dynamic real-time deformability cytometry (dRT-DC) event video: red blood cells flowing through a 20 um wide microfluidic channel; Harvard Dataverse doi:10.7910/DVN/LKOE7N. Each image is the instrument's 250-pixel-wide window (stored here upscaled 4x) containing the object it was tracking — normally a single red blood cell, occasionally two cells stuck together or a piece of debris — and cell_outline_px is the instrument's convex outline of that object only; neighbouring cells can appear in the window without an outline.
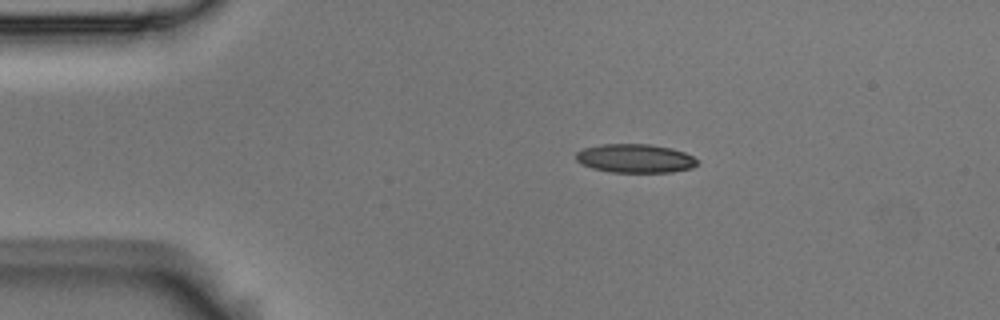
{"species": "Egyptian fruit bat (a non-hibernating species)", "species_latin": "Rousettus aegyptiacus", "temperature_condition": "room temperature", "stored_images_in_passage": 45, "camera_frame_rate_fps": 3000, "um_per_image_px": 0.085, "animal": {"sex": "male"}, "frame": {"image": 1, "passage_image": 1, "time_ms": 0.0, "image_size_px": [1000, 320], "cell_outline_px": [[700, 160], [692, 168], [672, 172], [612, 172], [592, 168], [580, 164], [576, 160], [576, 152], [584, 148], [600, 144], [652, 144], [672, 148], [684, 152]], "centroid_in_image_um": [53.99, 13.46], "position_along_channel_um": 31.0, "area_um2": 20.46}}
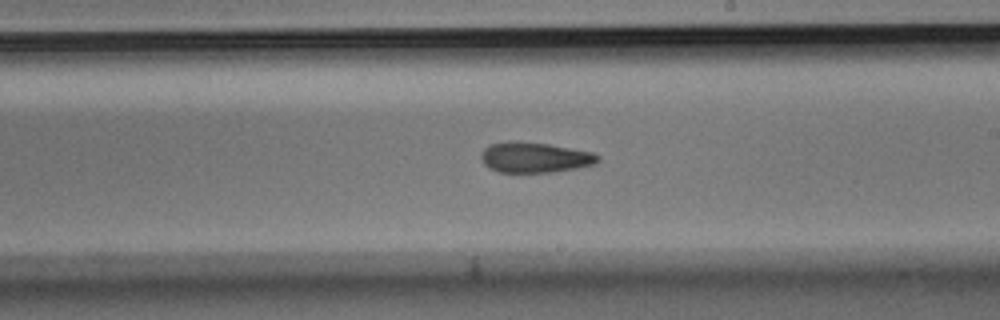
{"frame": {"image": 2, "passage_image": 22, "time_ms": 7.0, "image_size_px": [1000, 320], "cell_outline_px": [[600, 160], [596, 164], [556, 172], [500, 172], [488, 168], [484, 164], [480, 156], [480, 152], [488, 144], [508, 140], [516, 140], [548, 144], [592, 152], [600, 156]], "centroid_in_image_um": [45.42, 13.37], "position_along_channel_um": 243.6, "area_um2": 21.04}}
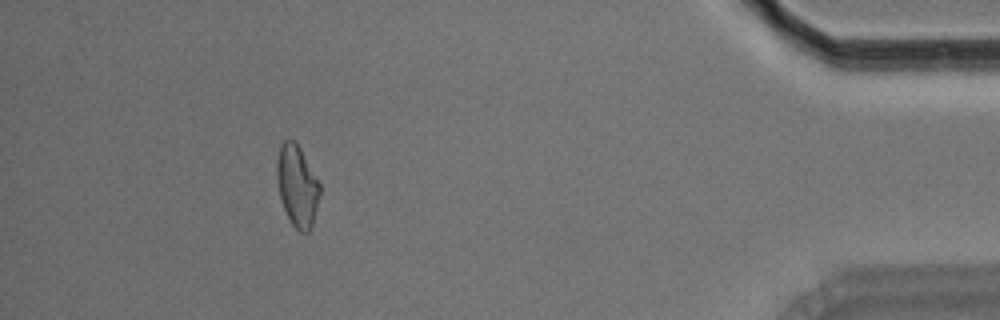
{"frame": {"image": 3, "passage_image": 40, "time_ms": 13.0, "image_size_px": [1000, 320], "cell_outline_px": [[320, 196], [312, 224], [308, 232], [300, 232], [292, 224], [284, 208], [280, 196], [276, 176], [276, 160], [280, 144], [284, 140], [296, 140], [320, 184]], "centroid_in_image_um": [25.25, 15.75], "position_along_channel_um": 410.0, "area_um2": 20.29}, "authors_computed_cell_mechanics": {"area_um2": 20.808, "velocity_mm_per_s": 3.7073, "shape_relaxation_time_tau1_ms": null, "shape_relaxation_time_tau2_ms": 7.4331, "deformation_change_tau1": null, "deformation_change_tau2": 0.1633}}